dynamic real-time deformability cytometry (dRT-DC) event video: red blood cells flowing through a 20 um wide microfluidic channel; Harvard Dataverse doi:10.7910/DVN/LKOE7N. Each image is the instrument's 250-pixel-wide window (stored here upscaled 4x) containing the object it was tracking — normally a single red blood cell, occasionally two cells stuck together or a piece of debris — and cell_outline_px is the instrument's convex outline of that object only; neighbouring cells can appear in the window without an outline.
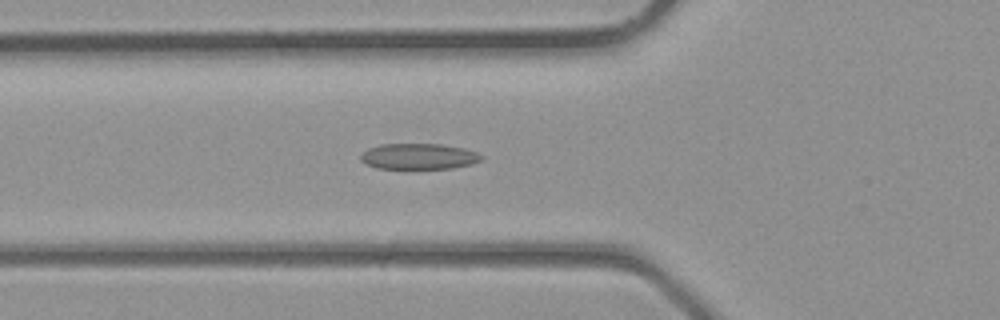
{"species": "common noctule bat (a hibernating species)", "species_latin": "Nyctalus noctula", "temperature_condition": "room temperature", "stored_images_in_passage": 37, "camera_frame_rate_fps": 3000, "um_per_image_px": 0.085, "animal": {"sex": "male", "body_mass_g": 23.1, "forearm_length_mm": 52.7}, "frame": {"image": 1, "passage_image": 13, "time_ms": 4.0, "image_size_px": [1000, 320], "cell_outline_px": [[484, 156], [480, 160], [472, 164], [452, 168], [376, 168], [364, 164], [360, 160], [360, 156], [368, 148], [380, 144], [440, 144], [464, 148], [476, 152]], "centroid_in_image_um": [35.57, 13.29], "position_along_channel_um": 90.2, "area_um2": 18.15}}
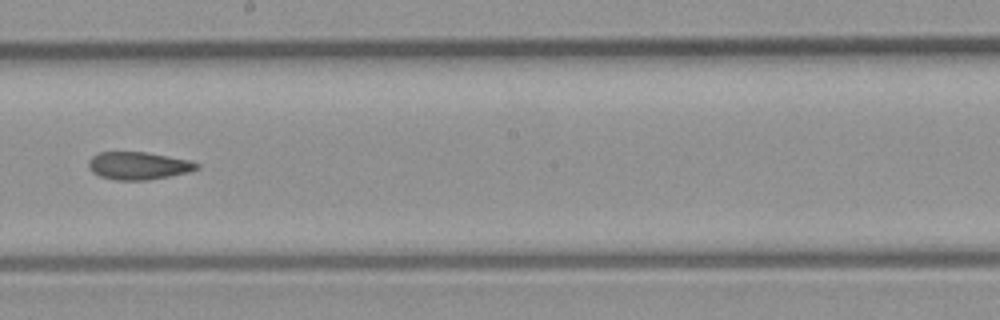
{"frame": {"image": 2, "passage_image": 21, "time_ms": 6.667, "image_size_px": [1000, 320], "cell_outline_px": [[200, 168], [188, 172], [168, 176], [144, 180], [116, 180], [100, 176], [92, 172], [88, 168], [88, 160], [92, 156], [100, 152], [144, 152], [192, 160], [200, 164]], "centroid_in_image_um": [11.76, 14.08], "position_along_channel_um": 236.4, "area_um2": 17.46}}
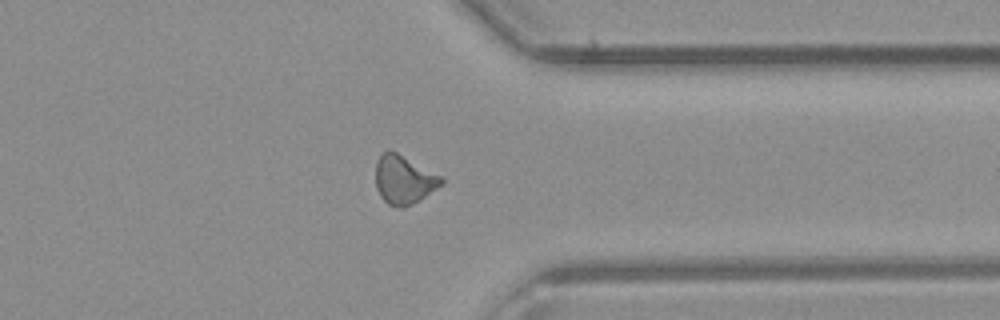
{"frame": {"image": 3, "passage_image": 29, "time_ms": 9.333, "image_size_px": [1000, 320], "cell_outline_px": [[444, 184], [412, 204], [404, 208], [400, 208], [388, 204], [380, 196], [376, 188], [376, 160], [388, 148], [444, 176]], "centroid_in_image_um": [34.35, 15.26], "position_along_channel_um": 377.1, "area_um2": 18.84}}